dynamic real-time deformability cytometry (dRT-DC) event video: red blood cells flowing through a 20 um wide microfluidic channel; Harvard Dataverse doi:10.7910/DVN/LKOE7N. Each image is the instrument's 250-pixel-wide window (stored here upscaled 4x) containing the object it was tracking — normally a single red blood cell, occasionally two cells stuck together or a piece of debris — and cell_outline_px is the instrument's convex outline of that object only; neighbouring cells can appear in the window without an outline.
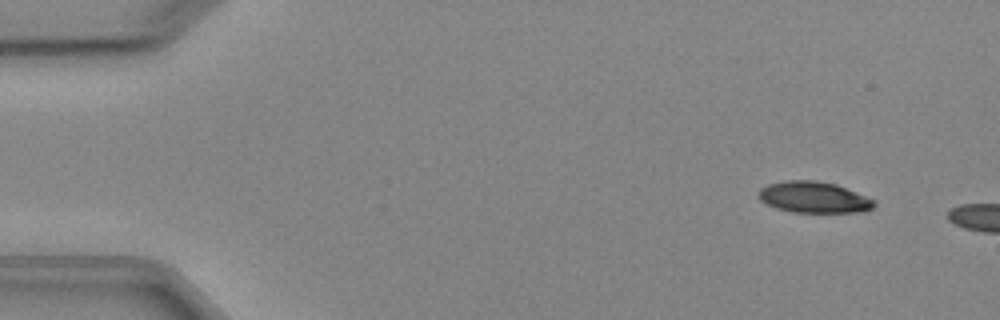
{"species": "Egyptian fruit bat (a non-hibernating species)", "species_latin": "Rousettus aegyptiacus", "temperature_condition": "cold", "stored_images_in_passage": 2, "camera_frame_rate_fps": 3000, "um_per_image_px": 0.085, "animal": {"sex": "female"}, "frame": {"image": 1, "passage_image": 1, "time_ms": 0.0, "image_size_px": [1000, 320], "cell_outline_px": [[876, 204], [872, 208], [864, 212], [792, 212], [776, 208], [760, 200], [756, 196], [756, 192], [760, 188], [768, 184], [788, 180], [816, 180], [836, 184], [876, 200]], "centroid_in_image_um": [69.16, 16.76], "position_along_channel_um": 15.8, "area_um2": 21.21}}